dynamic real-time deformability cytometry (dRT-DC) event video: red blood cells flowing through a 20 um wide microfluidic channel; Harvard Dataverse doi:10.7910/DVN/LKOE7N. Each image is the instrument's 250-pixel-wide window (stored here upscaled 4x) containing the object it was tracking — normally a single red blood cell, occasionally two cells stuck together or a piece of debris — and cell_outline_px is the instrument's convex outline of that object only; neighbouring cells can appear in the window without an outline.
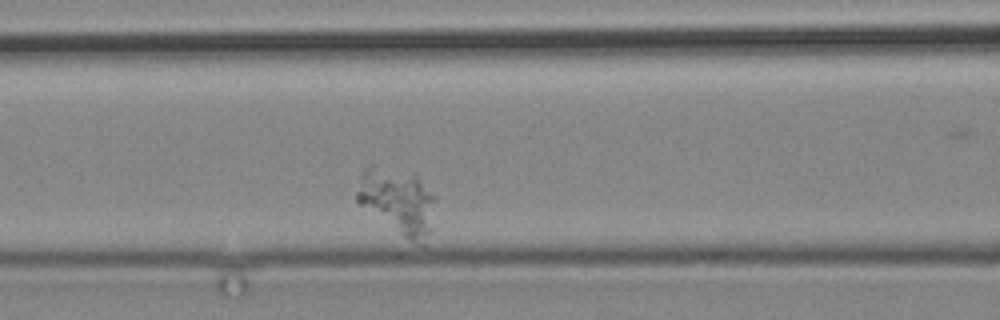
{"species": "common noctule bat (a hibernating species)", "species_latin": "Nyctalus noctula", "temperature_condition": "cold", "stored_images_in_passage": 3, "camera_frame_rate_fps": 3000, "um_per_image_px": 0.085, "animal": {"sex": "male", "body_mass_g": 19.2, "forearm_length_mm": 51.8}, "frame": {"image": 1, "passage_image": 3, "time_ms": 2.333, "image_size_px": [1000, 320], "cell_outline_px": [[436, 196], [432, 228], [424, 248], [408, 240], [360, 204], [356, 200], [356, 192], [360, 176], [364, 168], [368, 164], [372, 164], [416, 172]], "centroid_in_image_um": [33.86, 17.07], "position_along_channel_um": 132.7, "area_um2": 31.1}}